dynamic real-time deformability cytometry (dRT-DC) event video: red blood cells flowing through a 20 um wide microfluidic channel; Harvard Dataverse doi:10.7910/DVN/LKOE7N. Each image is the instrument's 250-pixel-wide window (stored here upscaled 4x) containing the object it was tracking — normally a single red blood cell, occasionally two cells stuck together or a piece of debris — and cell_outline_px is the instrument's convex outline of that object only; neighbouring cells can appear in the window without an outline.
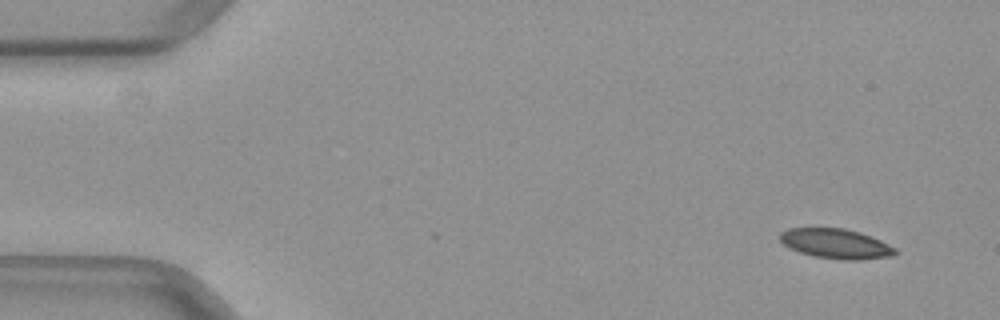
{"species": "common noctule bat (a hibernating species)", "species_latin": "Nyctalus noctula", "temperature_condition": "warm", "stored_images_in_passage": 50, "camera_frame_rate_fps": 3000, "um_per_image_px": 0.085, "animal": {"sex": "female", "body_mass_g": 29.2, "forearm_length_mm": 56.3}, "frame": {"image": 1, "passage_image": 3, "time_ms": 0.667, "image_size_px": [1000, 320], "cell_outline_px": [[900, 252], [892, 256], [860, 260], [844, 260], [812, 256], [788, 248], [780, 240], [780, 232], [788, 228], [844, 228], [860, 232], [872, 236], [896, 248]], "centroid_in_image_um": [71.07, 20.72], "position_along_channel_um": 13.9, "area_um2": 20.23}}
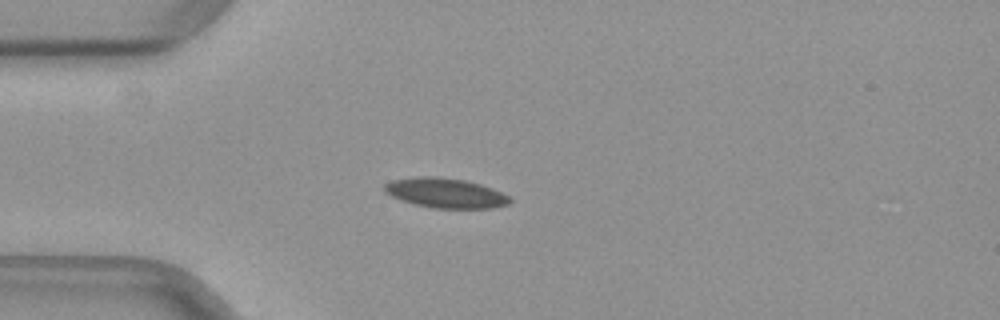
{"frame": {"image": 2, "passage_image": 13, "time_ms": 4.0, "image_size_px": [1000, 320], "cell_outline_px": [[512, 200], [508, 204], [492, 208], [432, 208], [400, 200], [384, 192], [384, 184], [392, 180], [416, 176], [440, 176], [464, 180], [480, 184], [492, 188], [512, 196]], "centroid_in_image_um": [37.88, 16.4], "position_along_channel_um": 47.1, "area_um2": 21.96}}